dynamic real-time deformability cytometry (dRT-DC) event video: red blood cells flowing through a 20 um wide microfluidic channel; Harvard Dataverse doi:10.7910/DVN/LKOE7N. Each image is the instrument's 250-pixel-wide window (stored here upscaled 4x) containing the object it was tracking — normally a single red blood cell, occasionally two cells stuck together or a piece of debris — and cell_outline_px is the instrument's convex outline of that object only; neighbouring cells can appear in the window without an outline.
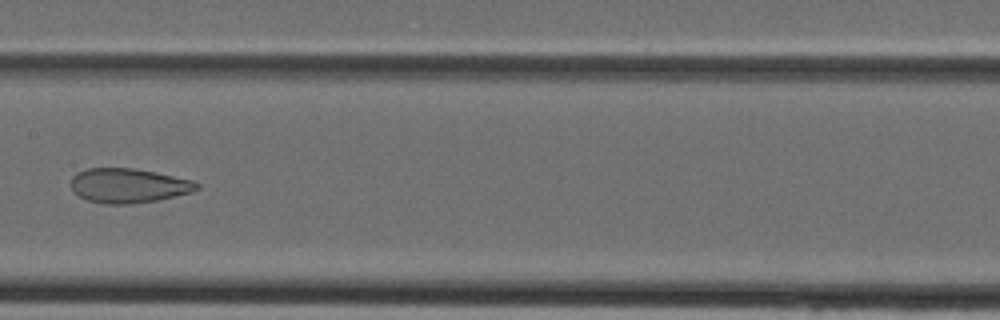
{"species": "Egyptian fruit bat (a non-hibernating species)", "species_latin": "Rousettus aegyptiacus", "temperature_condition": "cold", "stored_images_in_passage": 38, "camera_frame_rate_fps": 3000, "um_per_image_px": 0.085, "animal": {"sex": "female"}, "frame": {"image": 1, "passage_image": 19, "time_ms": 6.0, "image_size_px": [1000, 320], "cell_outline_px": [[200, 188], [192, 192], [156, 200], [128, 204], [104, 204], [88, 200], [72, 192], [72, 176], [76, 172], [88, 168], [132, 168], [156, 172], [192, 180], [200, 184]], "centroid_in_image_um": [10.91, 15.77], "position_along_channel_um": 196.5, "area_um2": 25.26}}
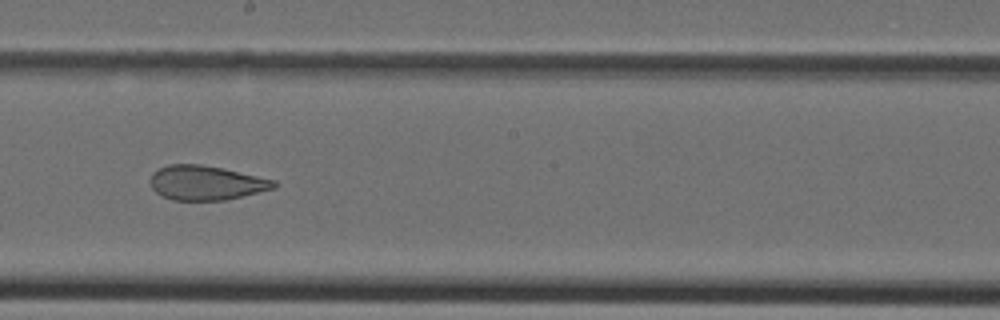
{"frame": {"image": 2, "passage_image": 21, "time_ms": 6.667, "image_size_px": [1000, 320], "cell_outline_px": [[276, 188], [224, 200], [172, 200], [160, 196], [152, 188], [148, 180], [152, 172], [168, 164], [200, 164], [224, 168], [276, 180]], "centroid_in_image_um": [17.48, 15.53], "position_along_channel_um": 230.7, "area_um2": 25.03}}
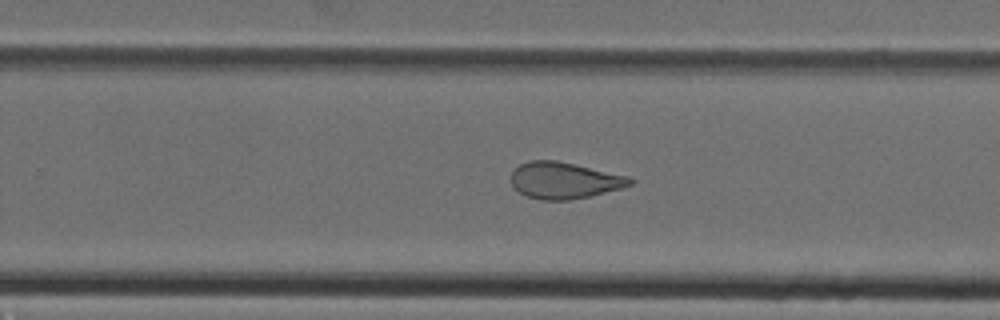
{"frame": {"image": 3, "passage_image": 24, "time_ms": 7.667, "image_size_px": [1000, 320], "cell_outline_px": [[636, 180], [632, 184], [620, 188], [592, 196], [568, 200], [540, 200], [528, 196], [520, 192], [512, 184], [512, 172], [520, 164], [528, 160], [556, 160], [628, 176]], "centroid_in_image_um": [47.98, 15.33], "position_along_channel_um": 281.8, "area_um2": 25.14}}